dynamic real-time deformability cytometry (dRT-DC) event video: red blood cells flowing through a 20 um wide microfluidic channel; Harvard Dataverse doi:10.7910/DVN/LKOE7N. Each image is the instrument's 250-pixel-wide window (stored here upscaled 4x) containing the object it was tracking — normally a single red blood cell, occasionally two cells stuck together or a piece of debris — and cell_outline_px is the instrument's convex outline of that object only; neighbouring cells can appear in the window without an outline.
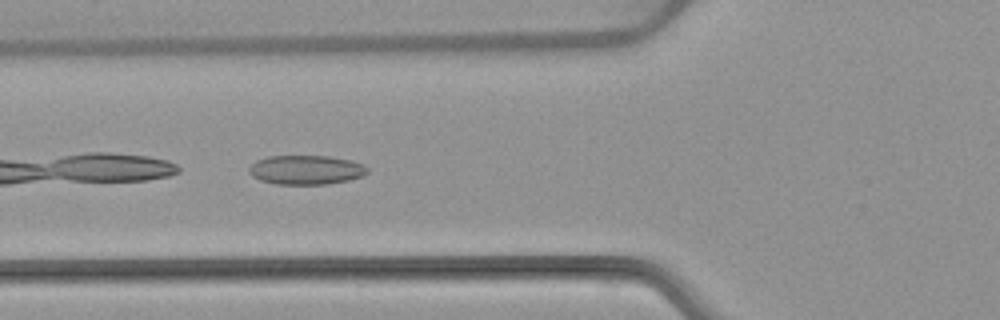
{"species": "common noctule bat (a hibernating species)", "species_latin": "Nyctalus noctula", "temperature_condition": "warm", "stored_images_in_passage": 6, "camera_frame_rate_fps": 3000, "um_per_image_px": 0.085, "animal": {"sex": "female", "body_mass_g": 22.7, "forearm_length_mm": 54.2}, "frame": {"image": 1, "passage_image": 6, "time_ms": 6.0, "image_size_px": [1000, 320], "cell_outline_px": [[368, 172], [360, 176], [348, 180], [324, 184], [276, 184], [260, 180], [252, 176], [248, 172], [248, 168], [256, 160], [268, 156], [328, 156], [352, 160], [364, 164], [368, 168]], "centroid_in_image_um": [25.99, 14.43], "position_along_channel_um": 99.8, "area_um2": 20.17}}